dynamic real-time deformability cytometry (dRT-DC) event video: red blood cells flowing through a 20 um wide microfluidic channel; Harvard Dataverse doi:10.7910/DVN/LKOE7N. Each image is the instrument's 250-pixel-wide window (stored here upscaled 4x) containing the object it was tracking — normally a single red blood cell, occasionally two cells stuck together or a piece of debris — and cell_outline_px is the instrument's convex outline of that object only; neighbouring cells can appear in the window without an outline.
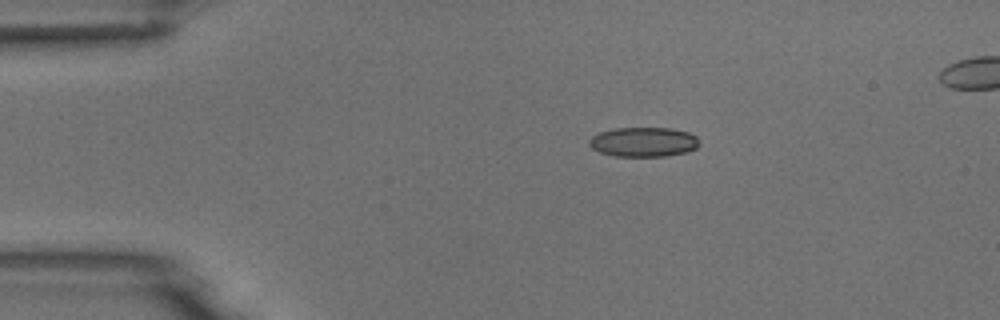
{"species": "common noctule bat (a hibernating species)", "species_latin": "Nyctalus noctula", "temperature_condition": "room temperature", "stored_images_in_passage": 3, "camera_frame_rate_fps": 3000, "um_per_image_px": 0.085, "animal": {"sex": "male", "body_mass_g": 18.8}, "frame": {"image": 1, "passage_image": 1, "time_ms": 0.0, "image_size_px": [1000, 320], "cell_outline_px": [[700, 144], [696, 148], [688, 152], [668, 156], [616, 156], [600, 152], [592, 148], [588, 144], [588, 140], [592, 136], [600, 132], [616, 128], [672, 128], [688, 132], [696, 136]], "centroid_in_image_um": [54.72, 12.07], "position_along_channel_um": 30.3, "area_um2": 19.07}}